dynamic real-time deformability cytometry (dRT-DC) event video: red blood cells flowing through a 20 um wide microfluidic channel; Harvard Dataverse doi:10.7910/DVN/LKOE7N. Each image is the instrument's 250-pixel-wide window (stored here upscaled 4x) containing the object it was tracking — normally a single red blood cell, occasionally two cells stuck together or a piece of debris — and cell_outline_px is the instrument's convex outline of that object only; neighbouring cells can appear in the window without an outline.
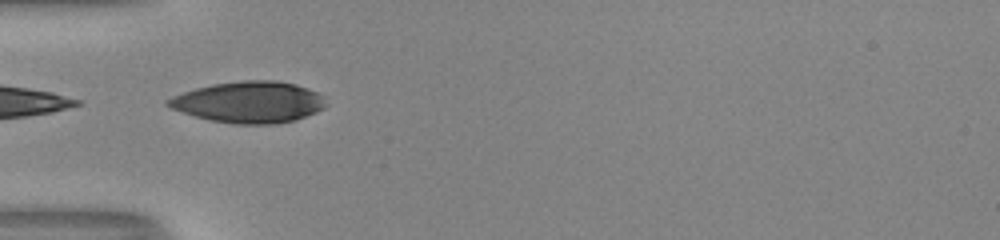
{"species": "human", "species_latin": "Homo sapiens", "temperature_condition": "room temperature", "stored_images_in_passage": 4, "camera_frame_rate_fps": 3000, "um_per_image_px": 0.085, "donor": {"sex": "male"}, "frame": {"image": 1, "passage_image": 1, "time_ms": 0.0, "image_size_px": [1000, 240], "cell_outline_px": [[324, 108], [316, 112], [296, 120], [276, 124], [236, 124], [212, 120], [196, 116], [172, 108], [164, 104], [164, 100], [172, 96], [196, 88], [212, 84], [244, 80], [276, 80], [296, 84], [308, 88], [324, 96]], "centroid_in_image_um": [21.18, 8.67], "position_along_channel_um": 63.8, "area_um2": 37.97}}